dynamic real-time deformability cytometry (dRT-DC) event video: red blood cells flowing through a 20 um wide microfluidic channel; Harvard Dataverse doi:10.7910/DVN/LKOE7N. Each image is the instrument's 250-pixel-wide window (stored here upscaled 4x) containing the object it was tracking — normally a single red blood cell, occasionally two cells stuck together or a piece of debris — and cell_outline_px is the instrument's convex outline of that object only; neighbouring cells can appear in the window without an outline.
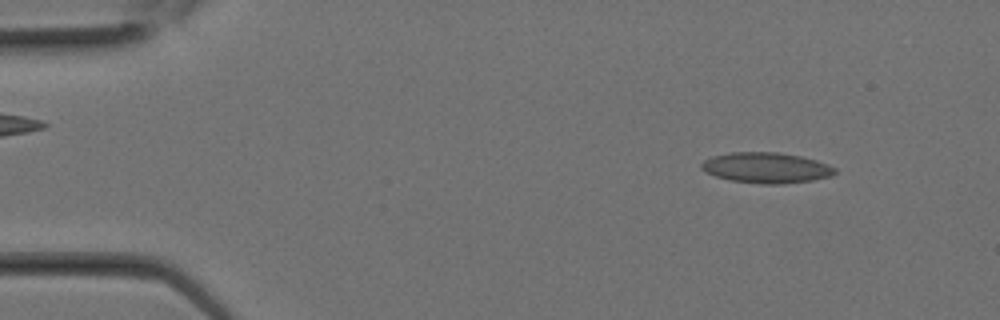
{"species": "Egyptian fruit bat (a non-hibernating species)", "species_latin": "Rousettus aegyptiacus", "temperature_condition": "room temperature", "stored_images_in_passage": 11, "camera_frame_rate_fps": 3000, "um_per_image_px": 0.085, "animal": {"sex": "female"}, "frame": {"image": 1, "passage_image": 3, "time_ms": 0.667, "image_size_px": [1000, 320], "cell_outline_px": [[836, 172], [832, 176], [812, 180], [780, 184], [760, 184], [732, 180], [716, 176], [704, 172], [700, 168], [700, 164], [704, 160], [712, 156], [728, 152], [776, 152], [800, 156], [816, 160], [828, 164], [836, 168]], "centroid_in_image_um": [65.11, 14.25], "position_along_channel_um": 19.9, "area_um2": 23.87}}
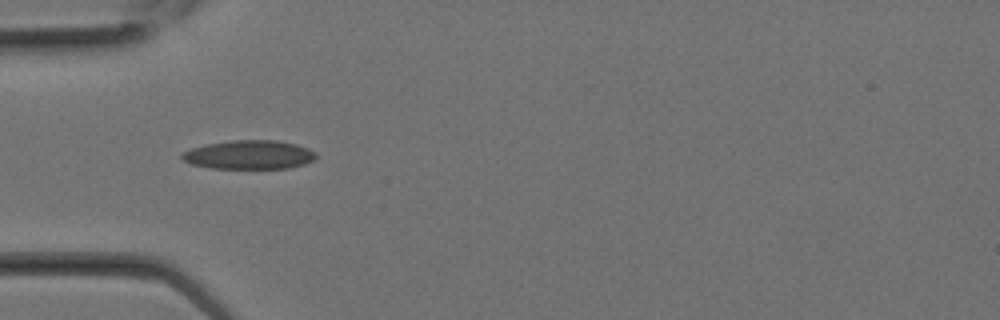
{"frame": {"image": 2, "passage_image": 8, "time_ms": 2.333, "image_size_px": [1000, 320], "cell_outline_px": [[316, 156], [312, 160], [304, 164], [288, 168], [212, 168], [192, 164], [180, 160], [180, 152], [192, 148], [208, 144], [232, 140], [276, 140], [296, 144], [308, 148], [316, 152]], "centroid_in_image_um": [21.14, 13.15], "position_along_channel_um": 63.9, "area_um2": 22.54}}
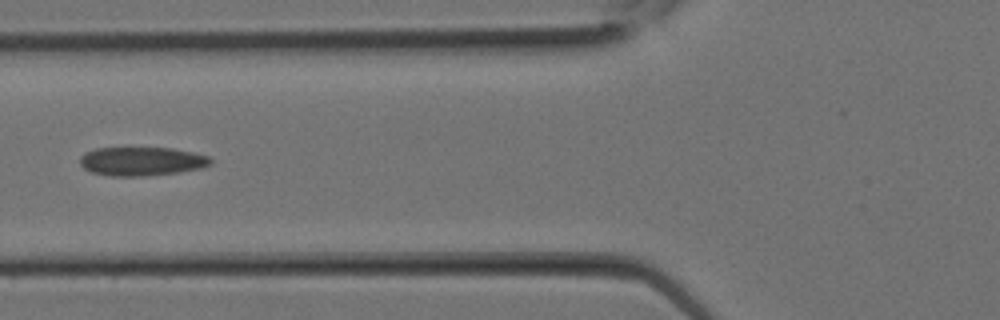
{"frame": {"image": 3, "passage_image": 10, "time_ms": 3.0, "image_size_px": [1000, 320], "cell_outline_px": [[212, 164], [204, 168], [180, 172], [144, 176], [112, 176], [92, 172], [84, 168], [80, 164], [80, 156], [84, 152], [96, 148], [172, 148], [192, 152], [208, 156], [212, 160]], "centroid_in_image_um": [12.06, 13.71], "position_along_channel_um": 113.7, "area_um2": 22.02}}